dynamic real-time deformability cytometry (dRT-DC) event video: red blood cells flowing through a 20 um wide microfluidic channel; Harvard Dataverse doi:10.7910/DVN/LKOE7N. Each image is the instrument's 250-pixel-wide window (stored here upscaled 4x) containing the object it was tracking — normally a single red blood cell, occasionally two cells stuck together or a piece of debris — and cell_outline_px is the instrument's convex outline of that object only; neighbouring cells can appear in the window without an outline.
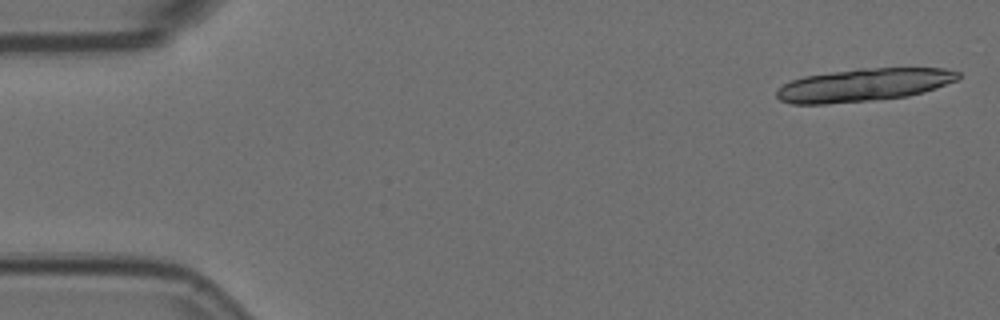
{"species": "Egyptian fruit bat (a non-hibernating species)", "species_latin": "Rousettus aegyptiacus", "temperature_condition": "room temperature", "stored_images_in_passage": 6, "camera_frame_rate_fps": 3000, "um_per_image_px": 0.085, "animal": {"sex": "female"}, "frame": {"image": 1, "passage_image": 1, "time_ms": 0.0, "image_size_px": [1000, 320], "cell_outline_px": [[960, 76], [956, 80], [936, 88], [924, 92], [908, 96], [876, 100], [824, 104], [792, 104], [780, 100], [776, 96], [776, 92], [784, 84], [792, 80], [804, 76], [860, 68], [944, 68], [960, 72]], "centroid_in_image_um": [73.43, 7.22], "position_along_channel_um": 11.6, "area_um2": 34.68}}